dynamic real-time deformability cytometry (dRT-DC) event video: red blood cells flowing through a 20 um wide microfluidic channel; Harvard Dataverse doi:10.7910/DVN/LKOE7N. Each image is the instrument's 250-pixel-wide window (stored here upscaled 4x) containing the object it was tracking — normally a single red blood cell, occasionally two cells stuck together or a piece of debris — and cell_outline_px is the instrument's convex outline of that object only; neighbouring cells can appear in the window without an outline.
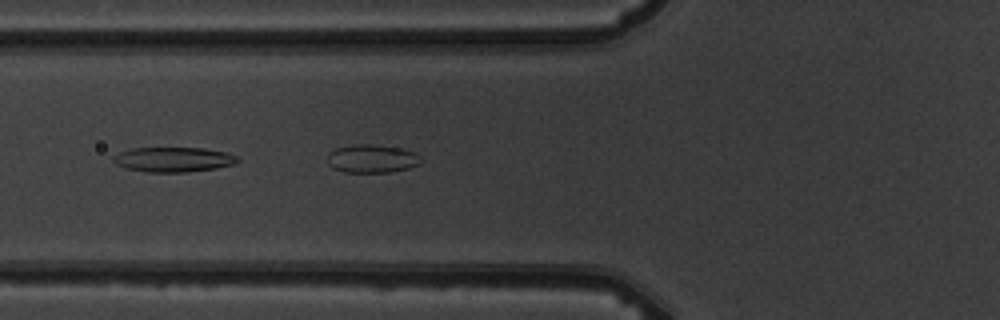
{"species": "common noctule bat (a hibernating species)", "species_latin": "Nyctalus noctula", "temperature_condition": "warm", "stored_images_in_passage": 9, "camera_frame_rate_fps": 3000, "um_per_image_px": 0.085, "animal": {"sex": "male", "body_mass_g": 19.5, "forearm_length_mm": 54.6}, "frame": {"image": 1, "passage_image": 7, "time_ms": 7.667, "image_size_px": [1000, 320], "cell_outline_px": [[240, 160], [236, 164], [216, 168], [184, 172], [144, 172], [128, 168], [116, 164], [112, 160], [112, 156], [120, 152], [132, 148], [204, 148], [224, 152], [236, 156]], "centroid_in_image_um": [14.73, 13.56], "position_along_channel_um": 111.1, "area_um2": 17.92}}